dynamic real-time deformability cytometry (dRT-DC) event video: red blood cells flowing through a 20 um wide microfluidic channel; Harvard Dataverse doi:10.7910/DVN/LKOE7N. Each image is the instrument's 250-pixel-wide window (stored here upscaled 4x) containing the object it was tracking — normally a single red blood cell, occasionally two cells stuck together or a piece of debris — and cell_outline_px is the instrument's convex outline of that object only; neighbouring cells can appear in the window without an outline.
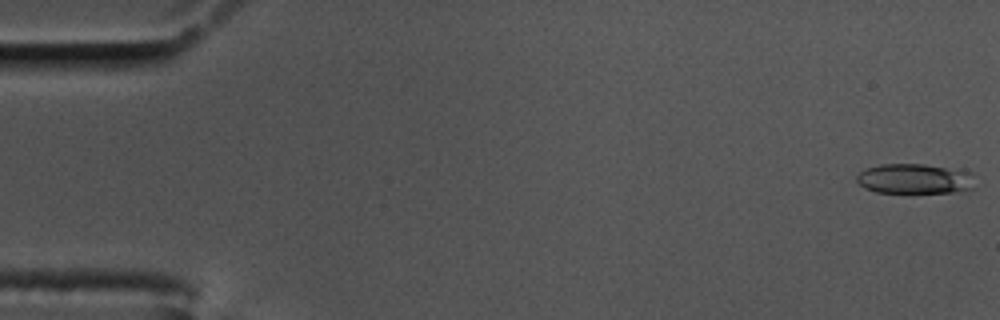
{"species": "common noctule bat (a hibernating species)", "species_latin": "Nyctalus noctula", "temperature_condition": "cold", "stored_images_in_passage": 57, "camera_frame_rate_fps": 3000, "um_per_image_px": 0.085, "animal": {"sex": "male", "body_mass_g": 17.5, "forearm_length_mm": 52.3}, "frame": {"image": 1, "passage_image": 1, "time_ms": 0.0, "image_size_px": [1000, 320], "cell_outline_px": [[976, 188], [964, 192], [876, 192], [864, 188], [856, 180], [856, 176], [864, 168], [880, 164], [924, 164], [964, 168], [972, 172]], "centroid_in_image_um": [77.85, 15.18], "position_along_channel_um": 7.2, "area_um2": 21.39}}
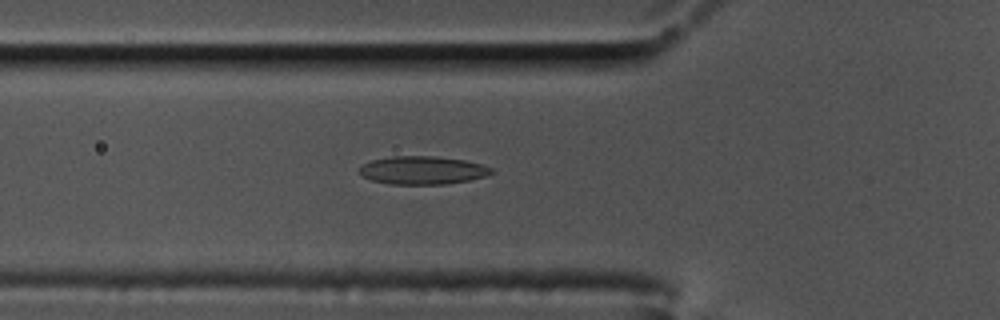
{"frame": {"image": 2, "passage_image": 20, "time_ms": 6.333, "image_size_px": [1000, 320], "cell_outline_px": [[496, 172], [484, 176], [468, 180], [444, 184], [392, 184], [372, 180], [364, 176], [360, 172], [360, 168], [364, 164], [372, 160], [392, 156], [436, 156], [464, 160], [480, 164], [492, 168]], "centroid_in_image_um": [35.94, 14.46], "position_along_channel_um": 89.9, "area_um2": 21.39}}
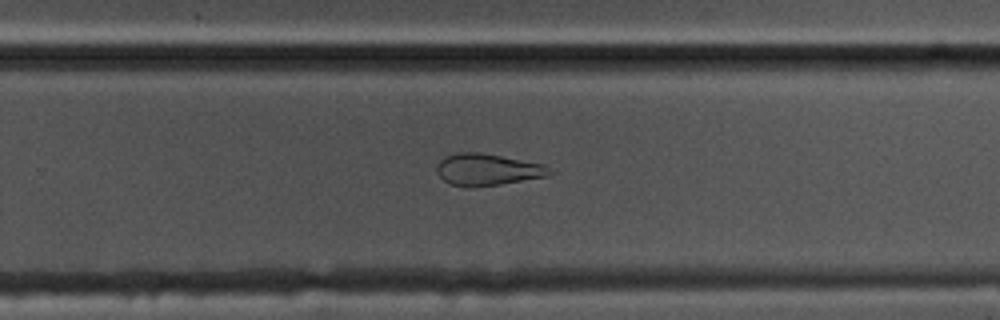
{"frame": {"image": 3, "passage_image": 37, "time_ms": 12.0, "image_size_px": [1000, 320], "cell_outline_px": [[552, 172], [548, 176], [500, 184], [448, 184], [436, 172], [436, 164], [444, 156], [456, 152], [480, 152], [544, 164]], "centroid_in_image_um": [41.41, 14.37], "position_along_channel_um": 288.4, "area_um2": 20.29}, "authors_computed_cell_mechanics": {"area_um2": 21.2126, "velocity_mm_per_s": 3.4977, "shape_relaxation_time_tau1_ms": null, "shape_relaxation_time_tau2_ms": 2.8812, "deformation_change_tau1": null, "deformation_change_tau2": 0.0947}}